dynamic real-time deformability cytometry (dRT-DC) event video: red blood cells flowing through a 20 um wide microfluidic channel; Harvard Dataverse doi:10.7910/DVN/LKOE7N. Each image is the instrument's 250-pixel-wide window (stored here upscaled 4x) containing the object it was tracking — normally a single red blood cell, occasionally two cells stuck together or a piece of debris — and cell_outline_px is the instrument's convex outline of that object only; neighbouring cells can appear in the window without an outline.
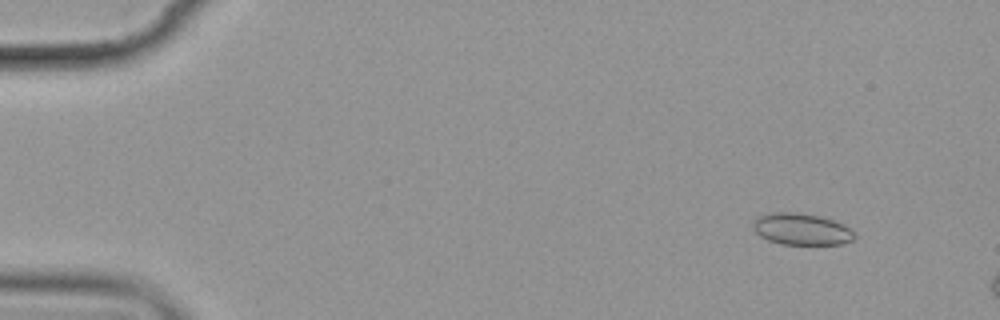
{"species": "common noctule bat (a hibernating species)", "species_latin": "Nyctalus noctula", "temperature_condition": "cold", "stored_images_in_passage": 4, "camera_frame_rate_fps": 3000, "um_per_image_px": 0.085, "animal": {"sex": "female", "body_mass_g": 19.9}, "frame": {"image": 1, "passage_image": 2, "time_ms": 1.333, "image_size_px": [1000, 320], "cell_outline_px": [[856, 236], [852, 240], [840, 244], [780, 244], [768, 240], [760, 236], [752, 228], [752, 220], [760, 216], [772, 212], [788, 212], [820, 216], [844, 224]], "centroid_in_image_um": [68.08, 19.48], "position_along_channel_um": 16.9, "area_um2": 18.55}}